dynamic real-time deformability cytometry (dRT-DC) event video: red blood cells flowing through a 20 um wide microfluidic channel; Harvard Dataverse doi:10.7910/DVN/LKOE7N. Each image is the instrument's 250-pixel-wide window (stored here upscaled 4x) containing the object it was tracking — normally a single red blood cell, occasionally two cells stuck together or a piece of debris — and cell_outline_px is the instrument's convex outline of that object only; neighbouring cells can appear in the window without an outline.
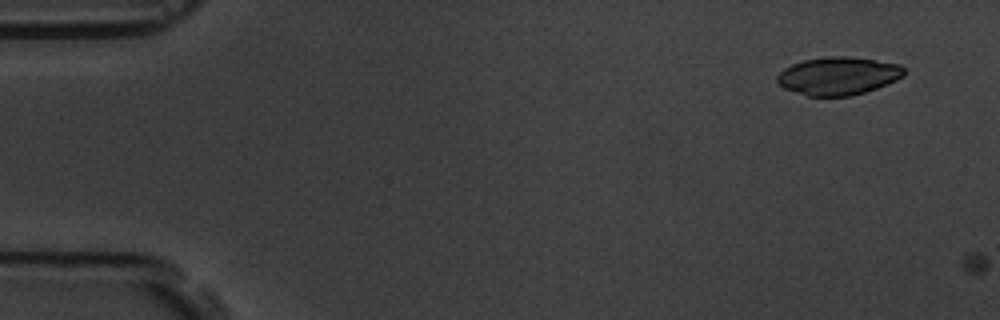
{"species": "common noctule bat (a hibernating species)", "species_latin": "Nyctalus noctula", "temperature_condition": "room temperature", "stored_images_in_passage": 2, "camera_frame_rate_fps": 3000, "um_per_image_px": 0.085, "animal": {"sex": "male", "body_mass_g": 19.5, "forearm_length_mm": 54.6}, "frame": {"image": 1, "passage_image": 1, "time_ms": 0.0, "image_size_px": [1000, 320], "cell_outline_px": [[904, 76], [896, 80], [876, 88], [852, 96], [808, 96], [784, 88], [776, 80], [776, 76], [784, 68], [792, 64], [804, 60], [828, 56], [848, 56], [876, 60], [900, 64], [904, 68]], "centroid_in_image_um": [71.25, 6.45], "position_along_channel_um": 13.8, "area_um2": 28.03}}